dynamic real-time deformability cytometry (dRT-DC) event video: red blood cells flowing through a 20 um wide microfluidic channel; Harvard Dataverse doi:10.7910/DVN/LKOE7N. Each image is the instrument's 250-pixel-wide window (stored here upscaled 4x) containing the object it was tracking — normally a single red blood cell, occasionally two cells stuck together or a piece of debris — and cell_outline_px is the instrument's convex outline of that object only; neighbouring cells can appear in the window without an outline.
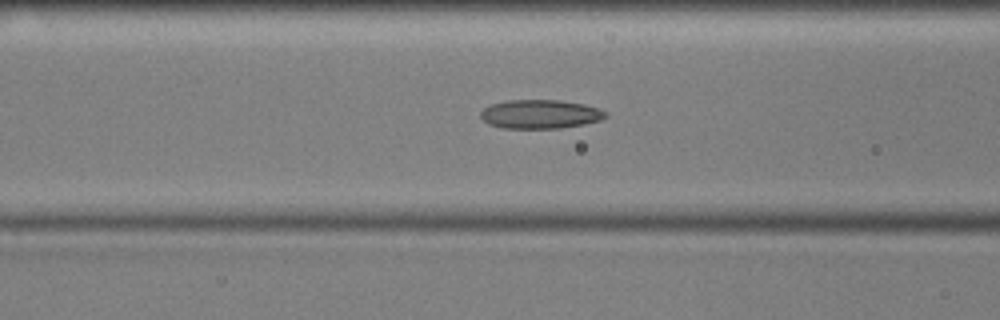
{"species": "common noctule bat (a hibernating species)", "species_latin": "Nyctalus noctula", "temperature_condition": "cold", "stored_images_in_passage": 51, "camera_frame_rate_fps": 3000, "um_per_image_px": 0.085, "animal": {"sex": "male", "body_mass_g": 17.9, "forearm_length_mm": 54.2}, "frame": {"image": 1, "passage_image": 21, "time_ms": 6.667, "image_size_px": [1000, 320], "cell_outline_px": [[608, 116], [600, 120], [584, 124], [560, 128], [504, 128], [488, 124], [480, 116], [480, 112], [484, 108], [492, 104], [508, 100], [560, 100], [584, 104], [600, 108]], "centroid_in_image_um": [45.92, 9.7], "position_along_channel_um": 120.7, "area_um2": 20.98}}
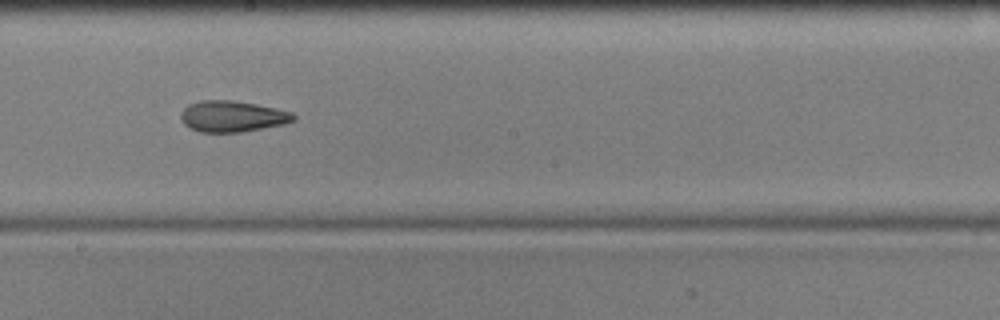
{"frame": {"image": 2, "passage_image": 30, "time_ms": 9.667, "image_size_px": [1000, 320], "cell_outline_px": [[296, 120], [284, 124], [240, 132], [200, 132], [188, 128], [184, 124], [180, 116], [180, 112], [188, 104], [200, 100], [232, 100], [256, 104], [276, 108], [292, 112], [296, 116]], "centroid_in_image_um": [19.73, 9.88], "position_along_channel_um": 228.5, "area_um2": 20.58}}
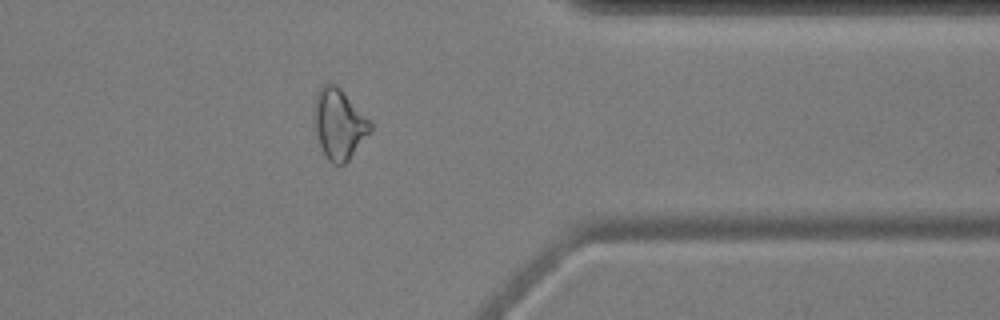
{"frame": {"image": 3, "passage_image": 44, "time_ms": 14.333, "image_size_px": [1000, 320], "cell_outline_px": [[372, 128], [348, 160], [344, 164], [332, 164], [328, 160], [316, 136], [312, 116], [312, 108], [316, 92], [328, 80], [336, 84], [340, 88], [372, 124]], "centroid_in_image_um": [28.74, 10.49], "position_along_channel_um": 382.7, "area_um2": 22.95}, "authors_computed_cell_mechanics": {"area_um2": 21.2126, "velocity_mm_per_s": 3.5864, "shape_relaxation_time_tau1_ms": null, "shape_relaxation_time_tau2_ms": 4.129, "deformation_change_tau1": null, "deformation_change_tau2": 0.1322}}